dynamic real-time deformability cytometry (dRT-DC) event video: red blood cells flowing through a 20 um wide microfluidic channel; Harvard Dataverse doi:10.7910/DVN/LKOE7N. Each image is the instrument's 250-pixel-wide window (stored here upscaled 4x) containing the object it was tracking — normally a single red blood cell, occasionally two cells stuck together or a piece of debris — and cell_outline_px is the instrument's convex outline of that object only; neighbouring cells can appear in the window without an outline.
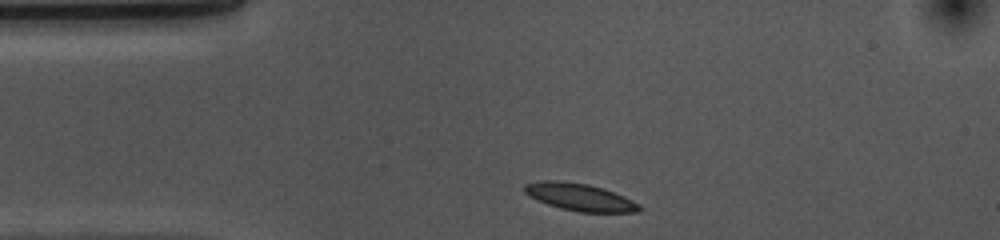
{"species": "common noctule bat (a hibernating species)", "species_latin": "Nyctalus noctula", "temperature_condition": "cold", "stored_images_in_passage": 32, "camera_frame_rate_fps": 3000, "um_per_image_px": 0.085, "animal": {"sex": "female", "body_mass_g": 10.0, "forearm_length_mm": 53.1}, "frame": {"image": 1, "passage_image": 1, "time_ms": 0.0, "image_size_px": [1000, 240], "cell_outline_px": [[644, 208], [640, 212], [580, 212], [560, 208], [548, 204], [528, 196], [524, 192], [524, 184], [540, 180], [556, 180], [588, 184], [604, 188], [624, 196], [640, 204]], "centroid_in_image_um": [49.3, 16.75], "position_along_channel_um": 35.7, "area_um2": 18.44}}
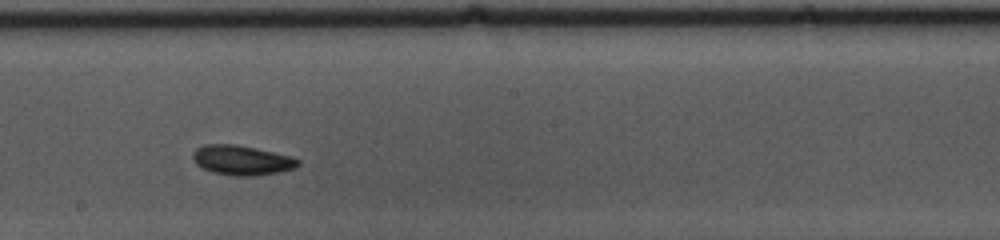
{"frame": {"image": 2, "passage_image": 19, "time_ms": 6.0, "image_size_px": [1000, 240], "cell_outline_px": [[300, 164], [296, 168], [280, 172], [252, 176], [236, 176], [212, 172], [196, 164], [192, 156], [192, 152], [196, 148], [204, 144], [236, 144], [256, 148], [292, 156], [300, 160]], "centroid_in_image_um": [20.57, 13.61], "position_along_channel_um": 227.6, "area_um2": 18.38}}
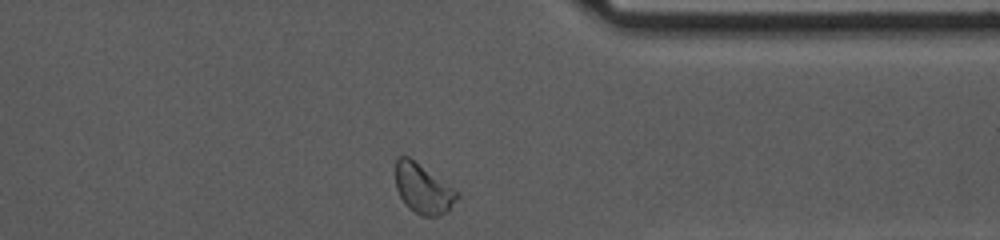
{"frame": {"image": 3, "passage_image": 32, "time_ms": 10.333, "image_size_px": [1000, 240], "cell_outline_px": [[460, 196], [448, 212], [436, 216], [420, 216], [408, 208], [400, 196], [396, 188], [396, 160], [400, 156], [408, 156], [460, 192]], "centroid_in_image_um": [35.99, 16.07], "position_along_channel_um": 375.4, "area_um2": 17.86}, "authors_computed_cell_mechanics": {"area_um2": 17.5134, "velocity_mm_per_s": 3.6235, "shape_relaxation_time_tau1_ms": 7.2798, "shape_relaxation_time_tau2_ms": 3.9819, "deformation_change_tau1": 0.1234, "deformation_change_tau2": 0.0905}}